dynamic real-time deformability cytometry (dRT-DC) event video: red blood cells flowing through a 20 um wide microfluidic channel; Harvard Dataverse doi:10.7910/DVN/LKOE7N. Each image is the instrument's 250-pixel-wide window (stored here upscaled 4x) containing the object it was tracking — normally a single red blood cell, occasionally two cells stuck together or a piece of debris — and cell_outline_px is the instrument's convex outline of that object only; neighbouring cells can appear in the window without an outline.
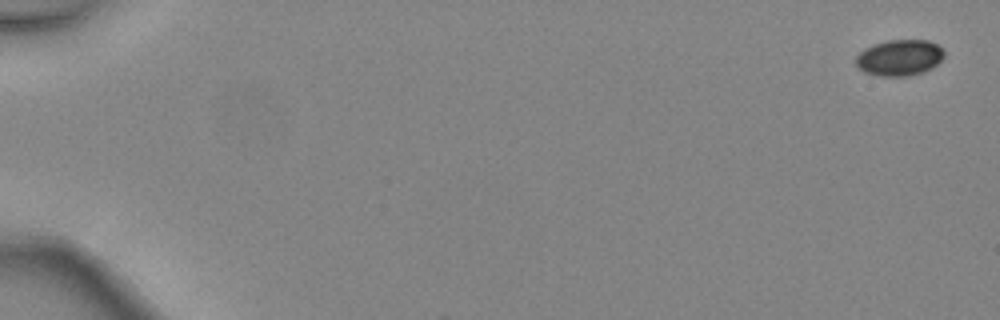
{"species": "common noctule bat (a hibernating species)", "species_latin": "Nyctalus noctula", "temperature_condition": "warm", "stored_images_in_passage": 2, "camera_frame_rate_fps": 3000, "um_per_image_px": 0.085, "animal": {"sex": "female", "body_mass_g": 24.6, "forearm_length_mm": 56.2}, "frame": {"image": 1, "passage_image": 1, "time_ms": 0.0, "image_size_px": [1000, 320], "cell_outline_px": [[944, 56], [932, 68], [924, 72], [908, 76], [880, 76], [864, 72], [856, 64], [856, 56], [864, 48], [872, 44], [888, 40], [928, 40], [936, 44], [944, 52]], "centroid_in_image_um": [76.44, 4.9], "position_along_channel_um": 8.6, "area_um2": 18.55}}